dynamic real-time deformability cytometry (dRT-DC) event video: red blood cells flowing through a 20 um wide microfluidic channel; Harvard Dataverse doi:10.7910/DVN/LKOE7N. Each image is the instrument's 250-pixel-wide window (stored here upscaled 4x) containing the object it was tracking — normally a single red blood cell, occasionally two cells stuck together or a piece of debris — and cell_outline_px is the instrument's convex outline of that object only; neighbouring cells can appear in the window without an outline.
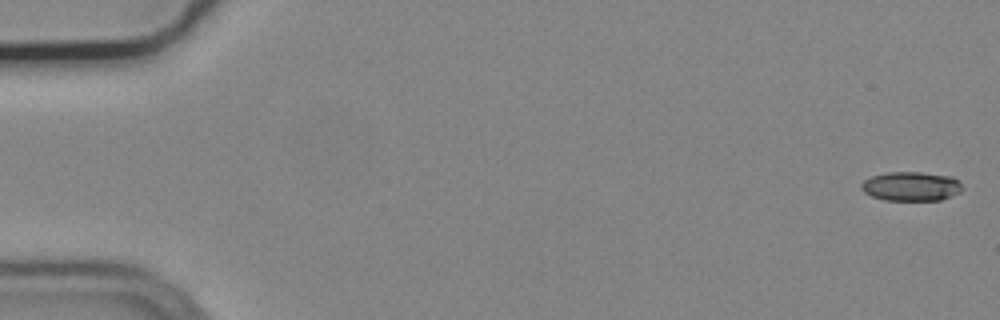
{"species": "common noctule bat (a hibernating species)", "species_latin": "Nyctalus noctula", "temperature_condition": "cold", "stored_images_in_passage": 5, "camera_frame_rate_fps": 3000, "um_per_image_px": 0.085, "animal": {"sex": "male", "body_mass_g": 19.2, "forearm_length_mm": 51.8}, "frame": {"image": 1, "passage_image": 1, "time_ms": 0.0, "image_size_px": [1000, 320], "cell_outline_px": [[964, 188], [960, 192], [940, 200], [884, 200], [872, 196], [864, 192], [860, 188], [860, 184], [864, 180], [872, 176], [888, 172], [920, 172], [952, 176]], "centroid_in_image_um": [77.43, 15.83], "position_along_channel_um": 7.6, "area_um2": 17.17}}
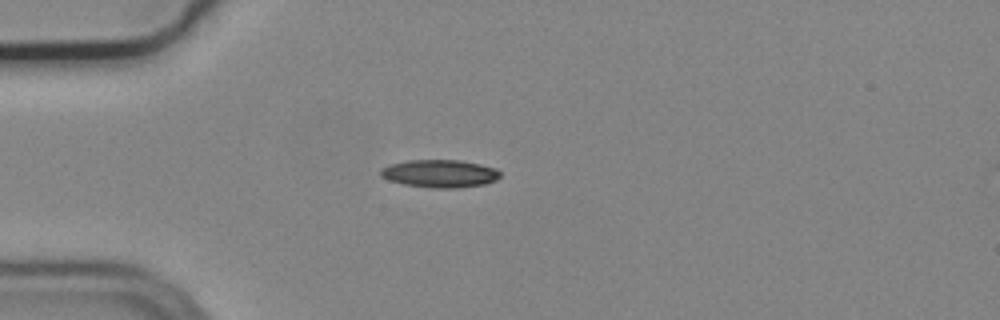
{"frame": {"image": 2, "passage_image": 5, "time_ms": 1.333, "image_size_px": [1000, 320], "cell_outline_px": [[500, 176], [496, 180], [484, 184], [456, 188], [432, 188], [404, 184], [388, 180], [380, 176], [380, 168], [388, 164], [408, 160], [460, 160], [480, 164], [496, 168], [500, 172]], "centroid_in_image_um": [37.35, 14.75], "position_along_channel_um": 47.6, "area_um2": 19.48}}